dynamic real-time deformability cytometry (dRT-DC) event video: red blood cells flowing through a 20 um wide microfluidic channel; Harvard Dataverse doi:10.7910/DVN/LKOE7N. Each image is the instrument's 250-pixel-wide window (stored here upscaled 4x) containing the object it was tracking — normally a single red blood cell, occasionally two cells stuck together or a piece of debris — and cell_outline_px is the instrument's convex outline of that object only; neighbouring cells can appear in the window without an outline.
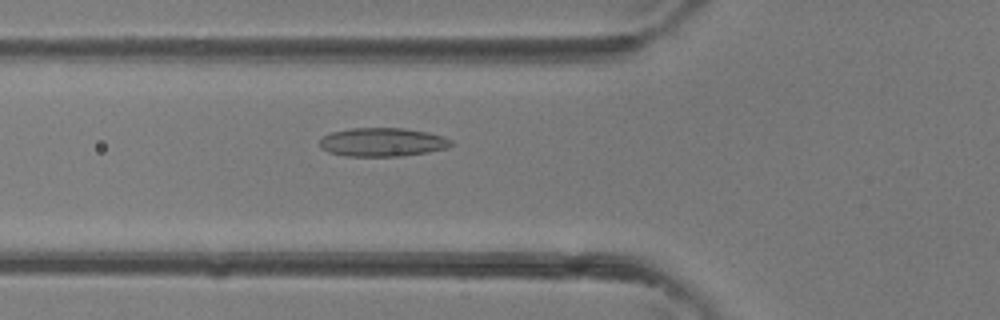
{"species": "common noctule bat (a hibernating species)", "species_latin": "Nyctalus noctula", "temperature_condition": "room temperature", "stored_images_in_passage": 19, "camera_frame_rate_fps": 3000, "um_per_image_px": 0.085, "animal": {"sex": "female"}, "frame": {"image": 1, "passage_image": 4, "time_ms": 1.0, "image_size_px": [1000, 320], "cell_outline_px": [[452, 144], [448, 148], [428, 152], [400, 156], [344, 156], [328, 152], [320, 148], [320, 140], [324, 136], [332, 132], [352, 128], [404, 128], [428, 132], [444, 136], [452, 140]], "centroid_in_image_um": [32.52, 12.08], "position_along_channel_um": 93.3, "area_um2": 22.02}}
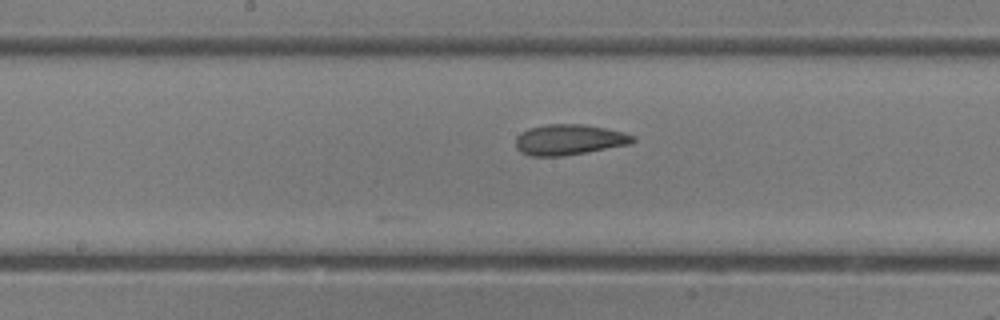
{"frame": {"image": 2, "passage_image": 10, "time_ms": 3.0, "image_size_px": [1000, 320], "cell_outline_px": [[636, 140], [628, 144], [584, 152], [560, 156], [532, 156], [520, 152], [516, 148], [516, 136], [520, 132], [528, 128], [544, 124], [584, 124], [624, 132], [636, 136]], "centroid_in_image_um": [48.33, 11.86], "position_along_channel_um": 199.9, "area_um2": 20.81}}
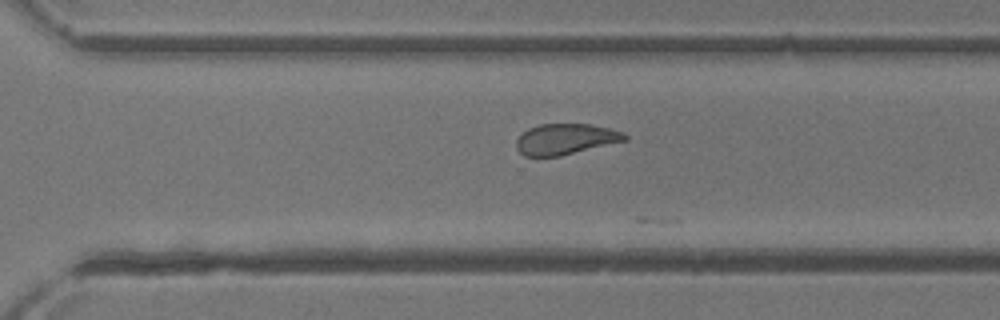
{"frame": {"image": 3, "passage_image": 17, "time_ms": 5.333, "image_size_px": [1000, 320], "cell_outline_px": [[628, 140], [560, 156], [524, 156], [516, 148], [516, 140], [528, 128], [540, 124], [592, 124], [624, 132], [628, 136]], "centroid_in_image_um": [48.09, 11.82], "position_along_channel_um": 322.5, "area_um2": 19.48}}